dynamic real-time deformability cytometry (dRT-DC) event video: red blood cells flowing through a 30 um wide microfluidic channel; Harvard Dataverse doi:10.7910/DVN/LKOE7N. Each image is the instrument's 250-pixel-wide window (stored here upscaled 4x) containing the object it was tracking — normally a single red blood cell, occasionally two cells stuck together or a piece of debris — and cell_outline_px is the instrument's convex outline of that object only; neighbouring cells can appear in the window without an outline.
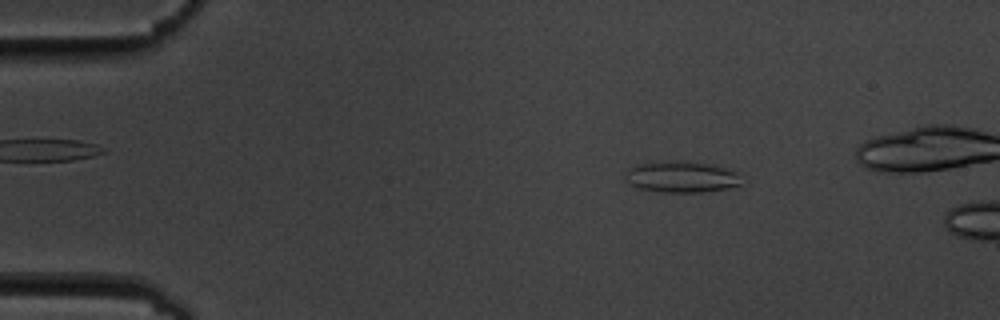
{"species": "common noctule bat (a hibernating species)", "species_latin": "Nyctalus noctula", "temperature_condition": "cold", "stored_images_in_passage": 3, "camera_frame_rate_fps": 3000, "um_per_image_px": 0.085, "animal": {"sex": "male", "body_mass_g": 19.5, "forearm_length_mm": 54.6}, "frame": {"image": 1, "passage_image": 2, "time_ms": 1.333, "image_size_px": [1000, 320], "cell_outline_px": [[740, 184], [728, 188], [700, 192], [664, 192], [640, 188], [628, 184], [624, 180], [628, 168], [636, 164], [652, 160], [676, 160], [708, 164], [724, 168], [736, 172]], "centroid_in_image_um": [57.8, 15.01], "position_along_channel_um": 27.2, "area_um2": 21.21}}